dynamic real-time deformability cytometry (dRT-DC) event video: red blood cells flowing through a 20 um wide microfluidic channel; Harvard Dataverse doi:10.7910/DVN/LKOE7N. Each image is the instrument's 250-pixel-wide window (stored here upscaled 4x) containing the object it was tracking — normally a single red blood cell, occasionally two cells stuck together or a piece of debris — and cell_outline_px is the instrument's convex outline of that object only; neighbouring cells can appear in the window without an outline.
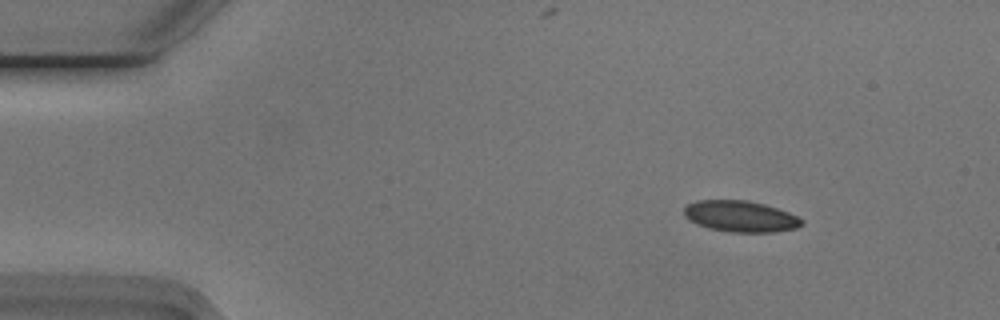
{"species": "Egyptian fruit bat (a non-hibernating species)", "species_latin": "Rousettus aegyptiacus", "temperature_condition": "cold", "stored_images_in_passage": 48, "camera_frame_rate_fps": 3000, "um_per_image_px": 0.085, "animal": {"sex": "male"}, "frame": {"image": 1, "passage_image": 1, "time_ms": 0.0, "image_size_px": [1000, 320], "cell_outline_px": [[804, 224], [796, 228], [772, 232], [728, 232], [708, 228], [696, 224], [688, 220], [684, 216], [684, 208], [688, 204], [696, 200], [748, 200], [764, 204], [788, 212], [804, 220]], "centroid_in_image_um": [62.92, 18.39], "position_along_channel_um": 22.1, "area_um2": 21.5}}
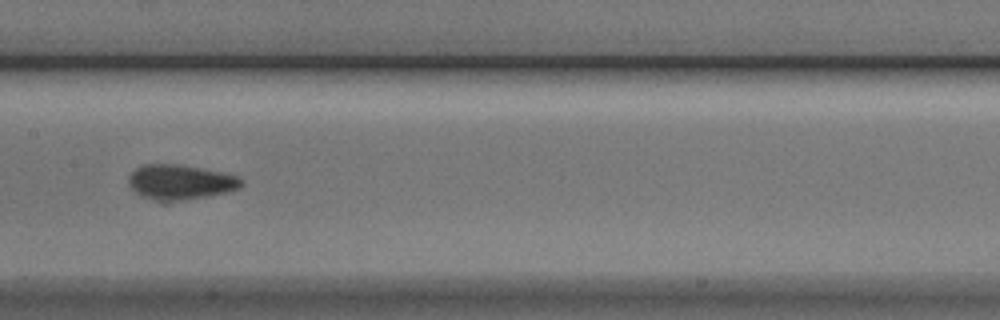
{"frame": {"image": 2, "passage_image": 21, "time_ms": 6.667, "image_size_px": [1000, 320], "cell_outline_px": [[244, 184], [240, 188], [228, 192], [168, 204], [160, 204], [140, 196], [128, 184], [128, 176], [136, 168], [144, 164], [180, 164], [224, 172], [240, 176], [244, 180]], "centroid_in_image_um": [15.34, 15.52], "position_along_channel_um": 192.1, "area_um2": 23.99}}
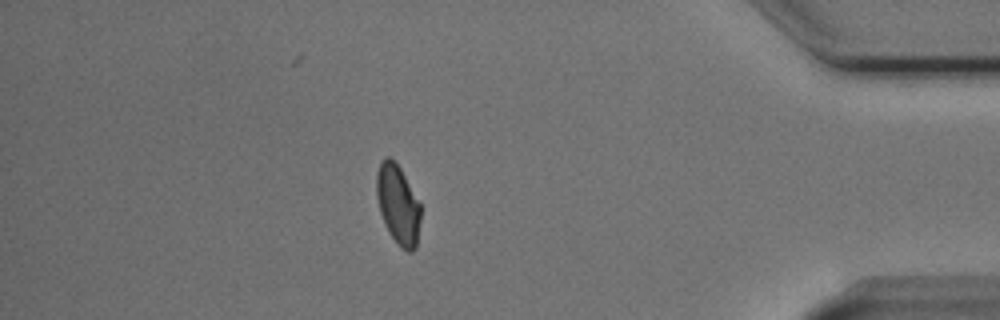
{"frame": {"image": 3, "passage_image": 41, "time_ms": 13.333, "image_size_px": [1000, 320], "cell_outline_px": [[420, 220], [416, 248], [412, 252], [408, 252], [400, 248], [388, 232], [380, 212], [376, 196], [376, 176], [380, 164], [388, 156], [396, 160], [420, 204]], "centroid_in_image_um": [33.82, 17.41], "position_along_channel_um": 401.4, "area_um2": 20.4}, "authors_computed_cell_mechanics": {"area_um2": 21.5016, "velocity_mm_per_s": 3.7635, "shape_relaxation_time_tau1_ms": 3.5071, "shape_relaxation_time_tau2_ms": 1.2556, "deformation_change_tau1": 0.0863, "deformation_change_tau2": 0.0604}}